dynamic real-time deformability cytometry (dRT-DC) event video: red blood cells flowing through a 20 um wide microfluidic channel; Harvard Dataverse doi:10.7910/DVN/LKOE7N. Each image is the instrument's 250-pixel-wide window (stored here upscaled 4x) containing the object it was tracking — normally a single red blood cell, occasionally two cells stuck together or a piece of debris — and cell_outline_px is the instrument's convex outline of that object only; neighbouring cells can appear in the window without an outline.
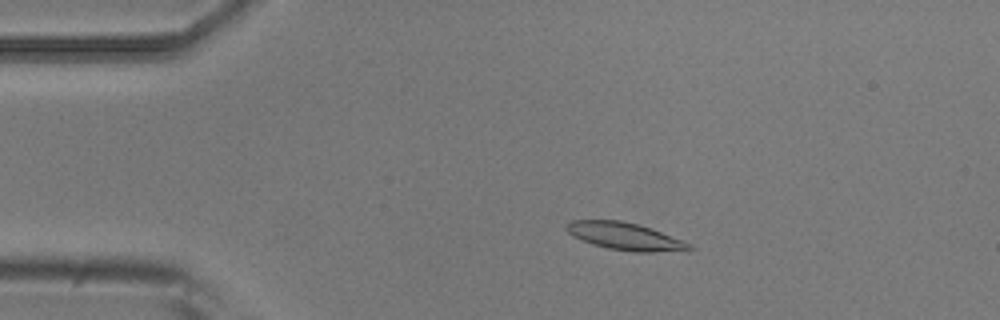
{"species": "common noctule bat (a hibernating species)", "species_latin": "Nyctalus noctula", "temperature_condition": "room temperature", "stored_images_in_passage": 15, "camera_frame_rate_fps": 3000, "um_per_image_px": 0.085, "animal": {"sex": "male", "body_mass_g": 20.5, "forearm_length_mm": 52.5}, "frame": {"image": 1, "passage_image": 10, "time_ms": 3.0, "image_size_px": [1000, 320], "cell_outline_px": [[696, 248], [688, 252], [636, 252], [608, 248], [592, 244], [568, 232], [564, 228], [564, 224], [572, 220], [620, 220], [652, 228], [684, 240], [692, 244]], "centroid_in_image_um": [53.25, 20.1], "position_along_channel_um": 31.7, "area_um2": 19.94}}